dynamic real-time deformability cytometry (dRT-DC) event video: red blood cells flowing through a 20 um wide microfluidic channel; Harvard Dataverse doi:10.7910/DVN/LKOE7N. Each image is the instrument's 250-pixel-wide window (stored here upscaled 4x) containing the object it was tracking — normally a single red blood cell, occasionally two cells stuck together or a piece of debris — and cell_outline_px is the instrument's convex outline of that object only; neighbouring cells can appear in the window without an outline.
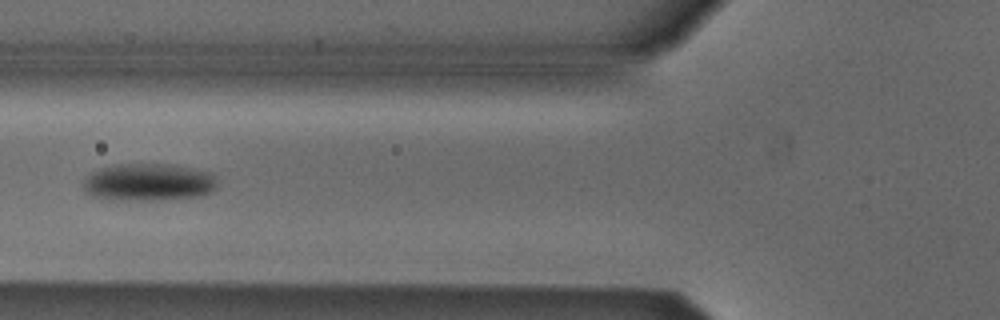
{"species": "Egyptian fruit bat (a non-hibernating species)", "species_latin": "Rousettus aegyptiacus", "temperature_condition": "cold", "stored_images_in_passage": 6, "camera_frame_rate_fps": 3000, "um_per_image_px": 0.085, "animal": {"sex": "male"}, "frame": {"image": 1, "passage_image": 6, "time_ms": 6.0, "image_size_px": [1000, 320], "cell_outline_px": [[216, 188], [212, 192], [200, 196], [160, 200], [112, 200], [92, 196], [84, 192], [84, 180], [92, 172], [100, 168], [112, 164], [164, 164], [212, 172], [216, 180]], "centroid_in_image_um": [12.61, 15.5], "position_along_channel_um": 113.2, "area_um2": 29.36}}